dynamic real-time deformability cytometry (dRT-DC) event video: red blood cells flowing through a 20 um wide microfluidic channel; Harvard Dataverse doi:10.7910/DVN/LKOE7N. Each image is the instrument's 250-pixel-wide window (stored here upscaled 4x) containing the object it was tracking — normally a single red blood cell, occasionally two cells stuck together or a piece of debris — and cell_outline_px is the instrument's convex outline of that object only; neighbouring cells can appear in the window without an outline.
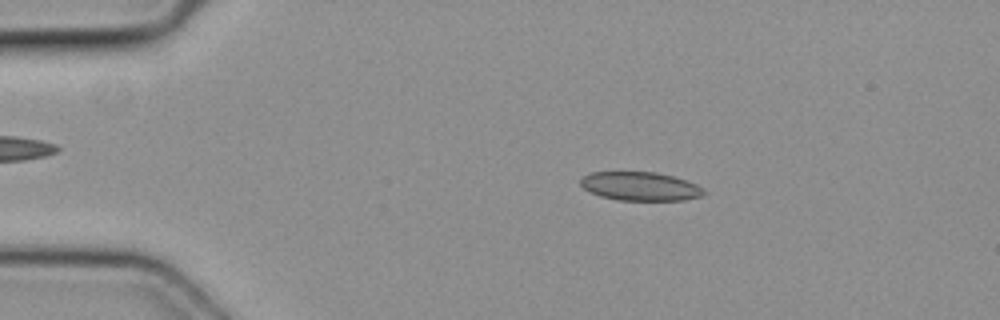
{"species": "common noctule bat (a hibernating species)", "species_latin": "Nyctalus noctula", "temperature_condition": "cold", "stored_images_in_passage": 45, "camera_frame_rate_fps": 3000, "um_per_image_px": 0.085, "animal": {"sex": "female", "body_mass_g": 19.3, "forearm_length_mm": 54.1}, "frame": {"image": 1, "passage_image": 7, "time_ms": 2.0, "image_size_px": [1000, 320], "cell_outline_px": [[708, 192], [700, 196], [684, 200], [616, 200], [600, 196], [584, 188], [580, 184], [580, 180], [584, 176], [592, 172], [656, 172], [672, 176], [696, 184], [704, 188]], "centroid_in_image_um": [54.44, 15.84], "position_along_channel_um": 30.6, "area_um2": 20.52}}
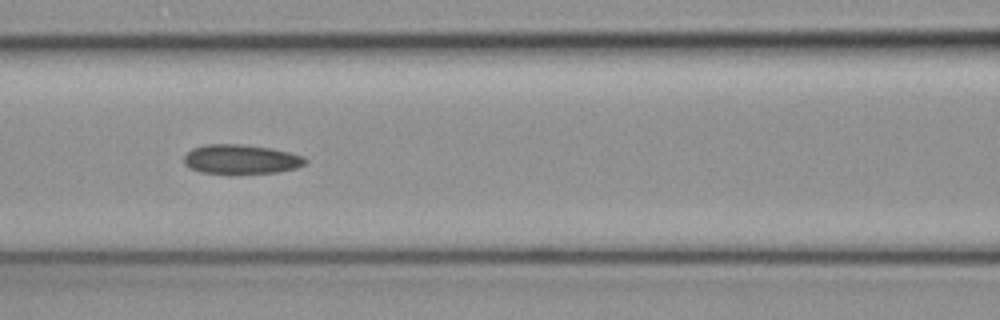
{"frame": {"image": 2, "passage_image": 19, "time_ms": 6.0, "image_size_px": [1000, 320], "cell_outline_px": [[308, 160], [304, 164], [296, 168], [276, 172], [200, 172], [188, 168], [184, 164], [184, 156], [192, 148], [204, 144], [240, 144], [272, 148], [304, 156]], "centroid_in_image_um": [20.46, 13.51], "position_along_channel_um": 146.1, "area_um2": 20.46}}
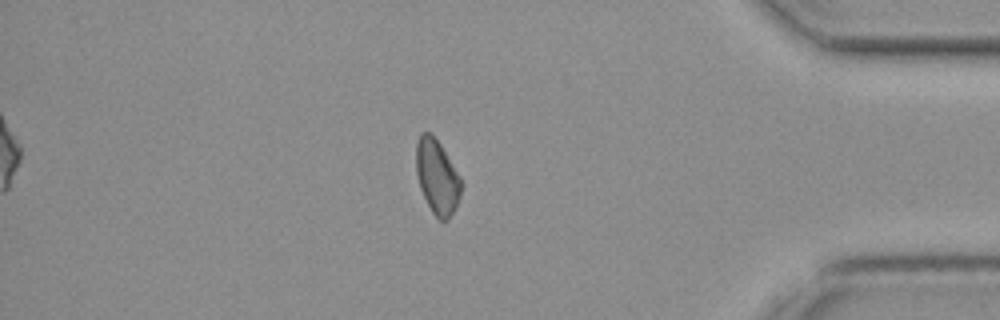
{"frame": {"image": 3, "passage_image": 39, "time_ms": 12.667, "image_size_px": [1000, 320], "cell_outline_px": [[464, 184], [460, 196], [448, 220], [440, 220], [432, 212], [420, 188], [416, 172], [416, 140], [420, 132], [428, 132], [440, 144], [460, 176]], "centroid_in_image_um": [37.15, 15.01], "position_along_channel_um": 398.0, "area_um2": 19.42}}